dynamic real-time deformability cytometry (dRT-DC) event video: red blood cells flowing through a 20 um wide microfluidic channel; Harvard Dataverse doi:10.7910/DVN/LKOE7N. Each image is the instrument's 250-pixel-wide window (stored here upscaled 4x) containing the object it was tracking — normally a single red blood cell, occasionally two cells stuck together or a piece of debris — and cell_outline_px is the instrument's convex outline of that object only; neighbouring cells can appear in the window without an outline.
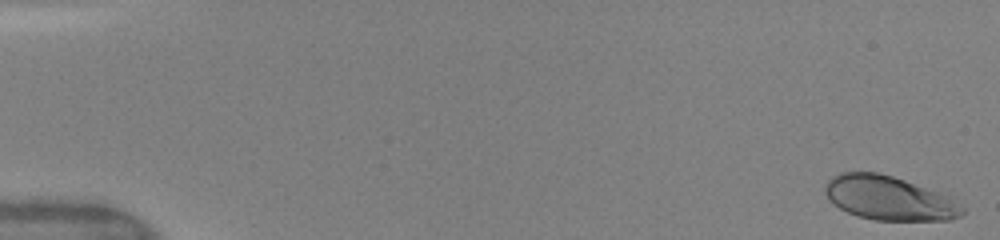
{"species": "human", "species_latin": "Homo sapiens", "temperature_condition": "warm", "stored_images_in_passage": 30, "camera_frame_rate_fps": 3000, "um_per_image_px": 0.085, "donor": {"sex": "female"}, "frame": {"image": 1, "passage_image": 1, "time_ms": 0.0, "image_size_px": [1000, 240], "cell_outline_px": [[964, 212], [960, 216], [948, 220], [876, 220], [856, 216], [832, 204], [828, 200], [824, 192], [824, 184], [832, 176], [840, 172], [876, 172], [892, 176], [952, 196], [964, 208]], "centroid_in_image_um": [75.55, 16.84], "position_along_channel_um": 9.4, "area_um2": 35.49}}